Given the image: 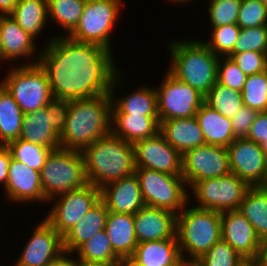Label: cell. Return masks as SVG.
I'll use <instances>...</instances> for the list:
<instances>
[{
    "label": "cell",
    "mask_w": 267,
    "mask_h": 266,
    "mask_svg": "<svg viewBox=\"0 0 267 266\" xmlns=\"http://www.w3.org/2000/svg\"><path fill=\"white\" fill-rule=\"evenodd\" d=\"M40 51L53 98L75 100L110 93L119 73L111 50L59 34Z\"/></svg>",
    "instance_id": "obj_1"
},
{
    "label": "cell",
    "mask_w": 267,
    "mask_h": 266,
    "mask_svg": "<svg viewBox=\"0 0 267 266\" xmlns=\"http://www.w3.org/2000/svg\"><path fill=\"white\" fill-rule=\"evenodd\" d=\"M112 98L110 93L69 101L60 147L82 152L96 140L111 133Z\"/></svg>",
    "instance_id": "obj_2"
},
{
    "label": "cell",
    "mask_w": 267,
    "mask_h": 266,
    "mask_svg": "<svg viewBox=\"0 0 267 266\" xmlns=\"http://www.w3.org/2000/svg\"><path fill=\"white\" fill-rule=\"evenodd\" d=\"M87 183L103 188L135 173L134 145L112 132L82 151Z\"/></svg>",
    "instance_id": "obj_3"
},
{
    "label": "cell",
    "mask_w": 267,
    "mask_h": 266,
    "mask_svg": "<svg viewBox=\"0 0 267 266\" xmlns=\"http://www.w3.org/2000/svg\"><path fill=\"white\" fill-rule=\"evenodd\" d=\"M168 45L172 62L168 71L205 96L217 82L219 57L202 40H174Z\"/></svg>",
    "instance_id": "obj_4"
},
{
    "label": "cell",
    "mask_w": 267,
    "mask_h": 266,
    "mask_svg": "<svg viewBox=\"0 0 267 266\" xmlns=\"http://www.w3.org/2000/svg\"><path fill=\"white\" fill-rule=\"evenodd\" d=\"M188 205L177 214L176 237L182 255L199 258L221 240V213Z\"/></svg>",
    "instance_id": "obj_5"
},
{
    "label": "cell",
    "mask_w": 267,
    "mask_h": 266,
    "mask_svg": "<svg viewBox=\"0 0 267 266\" xmlns=\"http://www.w3.org/2000/svg\"><path fill=\"white\" fill-rule=\"evenodd\" d=\"M42 191L47 201L80 189L87 183L82 152L58 148L51 150L40 170Z\"/></svg>",
    "instance_id": "obj_6"
},
{
    "label": "cell",
    "mask_w": 267,
    "mask_h": 266,
    "mask_svg": "<svg viewBox=\"0 0 267 266\" xmlns=\"http://www.w3.org/2000/svg\"><path fill=\"white\" fill-rule=\"evenodd\" d=\"M18 66V67H17ZM13 67L1 83L12 94L24 114L47 106L53 99L48 75L40 63Z\"/></svg>",
    "instance_id": "obj_7"
},
{
    "label": "cell",
    "mask_w": 267,
    "mask_h": 266,
    "mask_svg": "<svg viewBox=\"0 0 267 266\" xmlns=\"http://www.w3.org/2000/svg\"><path fill=\"white\" fill-rule=\"evenodd\" d=\"M135 175L146 206L178 214L190 203L187 184L182 176L139 167H135Z\"/></svg>",
    "instance_id": "obj_8"
},
{
    "label": "cell",
    "mask_w": 267,
    "mask_h": 266,
    "mask_svg": "<svg viewBox=\"0 0 267 266\" xmlns=\"http://www.w3.org/2000/svg\"><path fill=\"white\" fill-rule=\"evenodd\" d=\"M121 5V0H87L79 23L68 36L112 51L110 37L119 19Z\"/></svg>",
    "instance_id": "obj_9"
},
{
    "label": "cell",
    "mask_w": 267,
    "mask_h": 266,
    "mask_svg": "<svg viewBox=\"0 0 267 266\" xmlns=\"http://www.w3.org/2000/svg\"><path fill=\"white\" fill-rule=\"evenodd\" d=\"M190 188L194 198L196 197L195 207L222 213L238 210L250 186L230 173L223 177L197 181Z\"/></svg>",
    "instance_id": "obj_10"
},
{
    "label": "cell",
    "mask_w": 267,
    "mask_h": 266,
    "mask_svg": "<svg viewBox=\"0 0 267 266\" xmlns=\"http://www.w3.org/2000/svg\"><path fill=\"white\" fill-rule=\"evenodd\" d=\"M157 92L159 121L194 117L205 96L178 80L168 70Z\"/></svg>",
    "instance_id": "obj_11"
},
{
    "label": "cell",
    "mask_w": 267,
    "mask_h": 266,
    "mask_svg": "<svg viewBox=\"0 0 267 266\" xmlns=\"http://www.w3.org/2000/svg\"><path fill=\"white\" fill-rule=\"evenodd\" d=\"M99 200L100 189L86 184L50 199L55 203L45 220L63 237Z\"/></svg>",
    "instance_id": "obj_12"
},
{
    "label": "cell",
    "mask_w": 267,
    "mask_h": 266,
    "mask_svg": "<svg viewBox=\"0 0 267 266\" xmlns=\"http://www.w3.org/2000/svg\"><path fill=\"white\" fill-rule=\"evenodd\" d=\"M230 173L226 147L205 144L182 155V177L189 188L197 181Z\"/></svg>",
    "instance_id": "obj_13"
},
{
    "label": "cell",
    "mask_w": 267,
    "mask_h": 266,
    "mask_svg": "<svg viewBox=\"0 0 267 266\" xmlns=\"http://www.w3.org/2000/svg\"><path fill=\"white\" fill-rule=\"evenodd\" d=\"M135 167L182 176V155L158 132L134 144Z\"/></svg>",
    "instance_id": "obj_14"
},
{
    "label": "cell",
    "mask_w": 267,
    "mask_h": 266,
    "mask_svg": "<svg viewBox=\"0 0 267 266\" xmlns=\"http://www.w3.org/2000/svg\"><path fill=\"white\" fill-rule=\"evenodd\" d=\"M228 151L230 172L245 181L250 187H264V149L247 138H236Z\"/></svg>",
    "instance_id": "obj_15"
},
{
    "label": "cell",
    "mask_w": 267,
    "mask_h": 266,
    "mask_svg": "<svg viewBox=\"0 0 267 266\" xmlns=\"http://www.w3.org/2000/svg\"><path fill=\"white\" fill-rule=\"evenodd\" d=\"M25 245L15 266H44L65 252L63 237L45 219L33 229Z\"/></svg>",
    "instance_id": "obj_16"
},
{
    "label": "cell",
    "mask_w": 267,
    "mask_h": 266,
    "mask_svg": "<svg viewBox=\"0 0 267 266\" xmlns=\"http://www.w3.org/2000/svg\"><path fill=\"white\" fill-rule=\"evenodd\" d=\"M221 239L227 242L245 261H256L261 240L254 227L238 210L221 213Z\"/></svg>",
    "instance_id": "obj_17"
},
{
    "label": "cell",
    "mask_w": 267,
    "mask_h": 266,
    "mask_svg": "<svg viewBox=\"0 0 267 266\" xmlns=\"http://www.w3.org/2000/svg\"><path fill=\"white\" fill-rule=\"evenodd\" d=\"M134 217L135 236L138 243L177 239L176 217L172 211L144 206Z\"/></svg>",
    "instance_id": "obj_18"
},
{
    "label": "cell",
    "mask_w": 267,
    "mask_h": 266,
    "mask_svg": "<svg viewBox=\"0 0 267 266\" xmlns=\"http://www.w3.org/2000/svg\"><path fill=\"white\" fill-rule=\"evenodd\" d=\"M10 201L27 203L30 201L47 202L42 191L40 171L11 157L6 187L4 189Z\"/></svg>",
    "instance_id": "obj_19"
},
{
    "label": "cell",
    "mask_w": 267,
    "mask_h": 266,
    "mask_svg": "<svg viewBox=\"0 0 267 266\" xmlns=\"http://www.w3.org/2000/svg\"><path fill=\"white\" fill-rule=\"evenodd\" d=\"M100 199L115 213L134 215L146 206L135 173L101 188Z\"/></svg>",
    "instance_id": "obj_20"
},
{
    "label": "cell",
    "mask_w": 267,
    "mask_h": 266,
    "mask_svg": "<svg viewBox=\"0 0 267 266\" xmlns=\"http://www.w3.org/2000/svg\"><path fill=\"white\" fill-rule=\"evenodd\" d=\"M0 37L3 48V61H17L25 57L23 58L24 60L29 56L34 59L30 64L39 63L40 52L35 54L37 53L35 50L36 40L25 32L10 15L0 16Z\"/></svg>",
    "instance_id": "obj_21"
},
{
    "label": "cell",
    "mask_w": 267,
    "mask_h": 266,
    "mask_svg": "<svg viewBox=\"0 0 267 266\" xmlns=\"http://www.w3.org/2000/svg\"><path fill=\"white\" fill-rule=\"evenodd\" d=\"M119 73L114 77L110 89L112 98V114H136L144 116H158L157 92L153 87L146 85L132 91L131 94L116 98L115 89L119 87L121 75ZM118 84V85H117ZM115 95V96H114Z\"/></svg>",
    "instance_id": "obj_22"
},
{
    "label": "cell",
    "mask_w": 267,
    "mask_h": 266,
    "mask_svg": "<svg viewBox=\"0 0 267 266\" xmlns=\"http://www.w3.org/2000/svg\"><path fill=\"white\" fill-rule=\"evenodd\" d=\"M159 132L181 155L190 149L205 145L202 129L195 116L160 121Z\"/></svg>",
    "instance_id": "obj_23"
},
{
    "label": "cell",
    "mask_w": 267,
    "mask_h": 266,
    "mask_svg": "<svg viewBox=\"0 0 267 266\" xmlns=\"http://www.w3.org/2000/svg\"><path fill=\"white\" fill-rule=\"evenodd\" d=\"M109 211L100 199L82 218L63 236V248L66 253L74 252L96 233L105 229Z\"/></svg>",
    "instance_id": "obj_24"
},
{
    "label": "cell",
    "mask_w": 267,
    "mask_h": 266,
    "mask_svg": "<svg viewBox=\"0 0 267 266\" xmlns=\"http://www.w3.org/2000/svg\"><path fill=\"white\" fill-rule=\"evenodd\" d=\"M104 230L111 241L112 249L121 259L133 255L138 245L133 215L109 211Z\"/></svg>",
    "instance_id": "obj_25"
},
{
    "label": "cell",
    "mask_w": 267,
    "mask_h": 266,
    "mask_svg": "<svg viewBox=\"0 0 267 266\" xmlns=\"http://www.w3.org/2000/svg\"><path fill=\"white\" fill-rule=\"evenodd\" d=\"M19 139L50 148H60V136L51 127L50 110L47 106L24 114Z\"/></svg>",
    "instance_id": "obj_26"
},
{
    "label": "cell",
    "mask_w": 267,
    "mask_h": 266,
    "mask_svg": "<svg viewBox=\"0 0 267 266\" xmlns=\"http://www.w3.org/2000/svg\"><path fill=\"white\" fill-rule=\"evenodd\" d=\"M159 129L158 116L112 114L111 132L132 144L156 135Z\"/></svg>",
    "instance_id": "obj_27"
},
{
    "label": "cell",
    "mask_w": 267,
    "mask_h": 266,
    "mask_svg": "<svg viewBox=\"0 0 267 266\" xmlns=\"http://www.w3.org/2000/svg\"><path fill=\"white\" fill-rule=\"evenodd\" d=\"M205 139V144L227 147L236 138L230 118H226L205 102L195 115Z\"/></svg>",
    "instance_id": "obj_28"
},
{
    "label": "cell",
    "mask_w": 267,
    "mask_h": 266,
    "mask_svg": "<svg viewBox=\"0 0 267 266\" xmlns=\"http://www.w3.org/2000/svg\"><path fill=\"white\" fill-rule=\"evenodd\" d=\"M177 239L138 243L130 259L138 266H172L180 255Z\"/></svg>",
    "instance_id": "obj_29"
},
{
    "label": "cell",
    "mask_w": 267,
    "mask_h": 266,
    "mask_svg": "<svg viewBox=\"0 0 267 266\" xmlns=\"http://www.w3.org/2000/svg\"><path fill=\"white\" fill-rule=\"evenodd\" d=\"M24 113L12 94L0 82V145L19 139Z\"/></svg>",
    "instance_id": "obj_30"
},
{
    "label": "cell",
    "mask_w": 267,
    "mask_h": 266,
    "mask_svg": "<svg viewBox=\"0 0 267 266\" xmlns=\"http://www.w3.org/2000/svg\"><path fill=\"white\" fill-rule=\"evenodd\" d=\"M238 211L254 227L260 240L267 236V187H250Z\"/></svg>",
    "instance_id": "obj_31"
},
{
    "label": "cell",
    "mask_w": 267,
    "mask_h": 266,
    "mask_svg": "<svg viewBox=\"0 0 267 266\" xmlns=\"http://www.w3.org/2000/svg\"><path fill=\"white\" fill-rule=\"evenodd\" d=\"M10 17L36 40L48 21L47 0H19Z\"/></svg>",
    "instance_id": "obj_32"
},
{
    "label": "cell",
    "mask_w": 267,
    "mask_h": 266,
    "mask_svg": "<svg viewBox=\"0 0 267 266\" xmlns=\"http://www.w3.org/2000/svg\"><path fill=\"white\" fill-rule=\"evenodd\" d=\"M78 262L108 263L120 262L122 259L114 252L105 230L96 233L82 244L74 254Z\"/></svg>",
    "instance_id": "obj_33"
},
{
    "label": "cell",
    "mask_w": 267,
    "mask_h": 266,
    "mask_svg": "<svg viewBox=\"0 0 267 266\" xmlns=\"http://www.w3.org/2000/svg\"><path fill=\"white\" fill-rule=\"evenodd\" d=\"M87 0H47L48 20L59 24L69 35L79 23Z\"/></svg>",
    "instance_id": "obj_34"
},
{
    "label": "cell",
    "mask_w": 267,
    "mask_h": 266,
    "mask_svg": "<svg viewBox=\"0 0 267 266\" xmlns=\"http://www.w3.org/2000/svg\"><path fill=\"white\" fill-rule=\"evenodd\" d=\"M204 102L222 116L230 119L244 106L240 91L217 82L205 95Z\"/></svg>",
    "instance_id": "obj_35"
},
{
    "label": "cell",
    "mask_w": 267,
    "mask_h": 266,
    "mask_svg": "<svg viewBox=\"0 0 267 266\" xmlns=\"http://www.w3.org/2000/svg\"><path fill=\"white\" fill-rule=\"evenodd\" d=\"M7 147L12 158L37 171L45 165L46 158L52 150L22 139L10 142Z\"/></svg>",
    "instance_id": "obj_36"
},
{
    "label": "cell",
    "mask_w": 267,
    "mask_h": 266,
    "mask_svg": "<svg viewBox=\"0 0 267 266\" xmlns=\"http://www.w3.org/2000/svg\"><path fill=\"white\" fill-rule=\"evenodd\" d=\"M243 104L258 112L267 111V79L264 72L247 76L241 91Z\"/></svg>",
    "instance_id": "obj_37"
},
{
    "label": "cell",
    "mask_w": 267,
    "mask_h": 266,
    "mask_svg": "<svg viewBox=\"0 0 267 266\" xmlns=\"http://www.w3.org/2000/svg\"><path fill=\"white\" fill-rule=\"evenodd\" d=\"M240 30L237 24L212 27L211 39L203 43L218 57H228L233 51Z\"/></svg>",
    "instance_id": "obj_38"
},
{
    "label": "cell",
    "mask_w": 267,
    "mask_h": 266,
    "mask_svg": "<svg viewBox=\"0 0 267 266\" xmlns=\"http://www.w3.org/2000/svg\"><path fill=\"white\" fill-rule=\"evenodd\" d=\"M200 266H242L246 261L222 239L198 258Z\"/></svg>",
    "instance_id": "obj_39"
},
{
    "label": "cell",
    "mask_w": 267,
    "mask_h": 266,
    "mask_svg": "<svg viewBox=\"0 0 267 266\" xmlns=\"http://www.w3.org/2000/svg\"><path fill=\"white\" fill-rule=\"evenodd\" d=\"M246 51L267 53V26L241 29L233 51L228 57Z\"/></svg>",
    "instance_id": "obj_40"
},
{
    "label": "cell",
    "mask_w": 267,
    "mask_h": 266,
    "mask_svg": "<svg viewBox=\"0 0 267 266\" xmlns=\"http://www.w3.org/2000/svg\"><path fill=\"white\" fill-rule=\"evenodd\" d=\"M242 0H209L208 12L211 27L237 24Z\"/></svg>",
    "instance_id": "obj_41"
},
{
    "label": "cell",
    "mask_w": 267,
    "mask_h": 266,
    "mask_svg": "<svg viewBox=\"0 0 267 266\" xmlns=\"http://www.w3.org/2000/svg\"><path fill=\"white\" fill-rule=\"evenodd\" d=\"M237 25L241 29L267 26V6L260 0H242Z\"/></svg>",
    "instance_id": "obj_42"
},
{
    "label": "cell",
    "mask_w": 267,
    "mask_h": 266,
    "mask_svg": "<svg viewBox=\"0 0 267 266\" xmlns=\"http://www.w3.org/2000/svg\"><path fill=\"white\" fill-rule=\"evenodd\" d=\"M223 58V59H222ZM247 75L230 57H219L217 83L242 91Z\"/></svg>",
    "instance_id": "obj_43"
},
{
    "label": "cell",
    "mask_w": 267,
    "mask_h": 266,
    "mask_svg": "<svg viewBox=\"0 0 267 266\" xmlns=\"http://www.w3.org/2000/svg\"><path fill=\"white\" fill-rule=\"evenodd\" d=\"M231 58L247 76L264 72L267 66V53L246 51Z\"/></svg>",
    "instance_id": "obj_44"
},
{
    "label": "cell",
    "mask_w": 267,
    "mask_h": 266,
    "mask_svg": "<svg viewBox=\"0 0 267 266\" xmlns=\"http://www.w3.org/2000/svg\"><path fill=\"white\" fill-rule=\"evenodd\" d=\"M259 112L251 109L248 106H243L235 115L231 118L233 134L235 138H246L250 126L255 121V118Z\"/></svg>",
    "instance_id": "obj_45"
},
{
    "label": "cell",
    "mask_w": 267,
    "mask_h": 266,
    "mask_svg": "<svg viewBox=\"0 0 267 266\" xmlns=\"http://www.w3.org/2000/svg\"><path fill=\"white\" fill-rule=\"evenodd\" d=\"M51 127L60 136L65 128L69 111V100L53 98L48 104Z\"/></svg>",
    "instance_id": "obj_46"
},
{
    "label": "cell",
    "mask_w": 267,
    "mask_h": 266,
    "mask_svg": "<svg viewBox=\"0 0 267 266\" xmlns=\"http://www.w3.org/2000/svg\"><path fill=\"white\" fill-rule=\"evenodd\" d=\"M246 138L260 145L267 140V111L257 114Z\"/></svg>",
    "instance_id": "obj_47"
},
{
    "label": "cell",
    "mask_w": 267,
    "mask_h": 266,
    "mask_svg": "<svg viewBox=\"0 0 267 266\" xmlns=\"http://www.w3.org/2000/svg\"><path fill=\"white\" fill-rule=\"evenodd\" d=\"M11 152L7 146L0 145V183L4 185L7 183L9 164L11 161Z\"/></svg>",
    "instance_id": "obj_48"
},
{
    "label": "cell",
    "mask_w": 267,
    "mask_h": 266,
    "mask_svg": "<svg viewBox=\"0 0 267 266\" xmlns=\"http://www.w3.org/2000/svg\"><path fill=\"white\" fill-rule=\"evenodd\" d=\"M68 256H70L68 258ZM71 253L64 252L60 257H58L56 260L45 264L44 266H78V260L76 257L71 258Z\"/></svg>",
    "instance_id": "obj_49"
},
{
    "label": "cell",
    "mask_w": 267,
    "mask_h": 266,
    "mask_svg": "<svg viewBox=\"0 0 267 266\" xmlns=\"http://www.w3.org/2000/svg\"><path fill=\"white\" fill-rule=\"evenodd\" d=\"M18 3L19 0H0V16L10 15Z\"/></svg>",
    "instance_id": "obj_50"
},
{
    "label": "cell",
    "mask_w": 267,
    "mask_h": 266,
    "mask_svg": "<svg viewBox=\"0 0 267 266\" xmlns=\"http://www.w3.org/2000/svg\"><path fill=\"white\" fill-rule=\"evenodd\" d=\"M256 262L260 266H267V236L261 240L259 255Z\"/></svg>",
    "instance_id": "obj_51"
},
{
    "label": "cell",
    "mask_w": 267,
    "mask_h": 266,
    "mask_svg": "<svg viewBox=\"0 0 267 266\" xmlns=\"http://www.w3.org/2000/svg\"><path fill=\"white\" fill-rule=\"evenodd\" d=\"M172 266H200V264L198 262V258L189 256L188 259L184 255L180 254Z\"/></svg>",
    "instance_id": "obj_52"
},
{
    "label": "cell",
    "mask_w": 267,
    "mask_h": 266,
    "mask_svg": "<svg viewBox=\"0 0 267 266\" xmlns=\"http://www.w3.org/2000/svg\"><path fill=\"white\" fill-rule=\"evenodd\" d=\"M78 266H122V261L108 263L79 262Z\"/></svg>",
    "instance_id": "obj_53"
},
{
    "label": "cell",
    "mask_w": 267,
    "mask_h": 266,
    "mask_svg": "<svg viewBox=\"0 0 267 266\" xmlns=\"http://www.w3.org/2000/svg\"><path fill=\"white\" fill-rule=\"evenodd\" d=\"M261 147L264 149L265 166H264V187H267V140H265Z\"/></svg>",
    "instance_id": "obj_54"
},
{
    "label": "cell",
    "mask_w": 267,
    "mask_h": 266,
    "mask_svg": "<svg viewBox=\"0 0 267 266\" xmlns=\"http://www.w3.org/2000/svg\"><path fill=\"white\" fill-rule=\"evenodd\" d=\"M122 266H138L130 258L122 259Z\"/></svg>",
    "instance_id": "obj_55"
},
{
    "label": "cell",
    "mask_w": 267,
    "mask_h": 266,
    "mask_svg": "<svg viewBox=\"0 0 267 266\" xmlns=\"http://www.w3.org/2000/svg\"><path fill=\"white\" fill-rule=\"evenodd\" d=\"M242 266H260L256 261H246Z\"/></svg>",
    "instance_id": "obj_56"
},
{
    "label": "cell",
    "mask_w": 267,
    "mask_h": 266,
    "mask_svg": "<svg viewBox=\"0 0 267 266\" xmlns=\"http://www.w3.org/2000/svg\"><path fill=\"white\" fill-rule=\"evenodd\" d=\"M168 1H171V2H174V4L176 3V4H185V2L186 3H188L189 1H191V0H168Z\"/></svg>",
    "instance_id": "obj_57"
},
{
    "label": "cell",
    "mask_w": 267,
    "mask_h": 266,
    "mask_svg": "<svg viewBox=\"0 0 267 266\" xmlns=\"http://www.w3.org/2000/svg\"><path fill=\"white\" fill-rule=\"evenodd\" d=\"M0 61H3V48H2V41H1V37H0Z\"/></svg>",
    "instance_id": "obj_58"
},
{
    "label": "cell",
    "mask_w": 267,
    "mask_h": 266,
    "mask_svg": "<svg viewBox=\"0 0 267 266\" xmlns=\"http://www.w3.org/2000/svg\"><path fill=\"white\" fill-rule=\"evenodd\" d=\"M260 1L267 6V0H260Z\"/></svg>",
    "instance_id": "obj_59"
},
{
    "label": "cell",
    "mask_w": 267,
    "mask_h": 266,
    "mask_svg": "<svg viewBox=\"0 0 267 266\" xmlns=\"http://www.w3.org/2000/svg\"><path fill=\"white\" fill-rule=\"evenodd\" d=\"M264 73H265V76H266V79H267V66H266V69H265Z\"/></svg>",
    "instance_id": "obj_60"
}]
</instances>
